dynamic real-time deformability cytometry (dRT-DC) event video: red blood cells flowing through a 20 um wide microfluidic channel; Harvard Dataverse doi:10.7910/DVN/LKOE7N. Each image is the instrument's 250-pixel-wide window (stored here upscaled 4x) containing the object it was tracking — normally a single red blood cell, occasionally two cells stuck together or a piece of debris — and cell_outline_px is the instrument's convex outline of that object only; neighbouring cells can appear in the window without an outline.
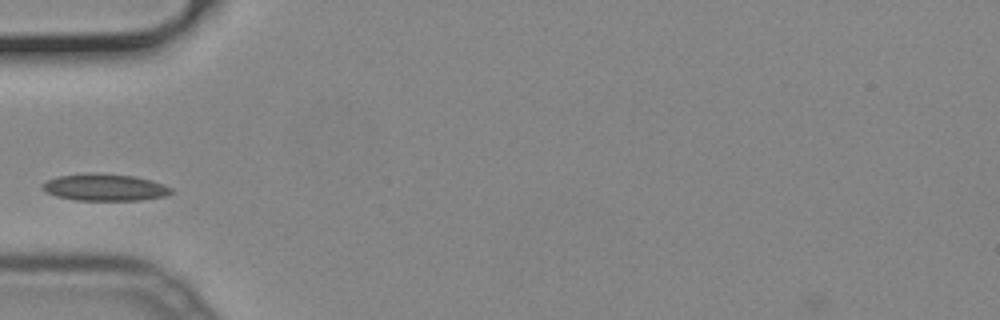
{"species": "common noctule bat (a hibernating species)", "species_latin": "Nyctalus noctula", "temperature_condition": "cold", "stored_images_in_passage": 32, "camera_frame_rate_fps": 3000, "um_per_image_px": 0.085, "animal": {"sex": "male", "body_mass_g": 19.2, "forearm_length_mm": 51.8}, "frame": {"image": 1, "passage_image": 1, "time_ms": 0.0, "image_size_px": [1000, 320], "cell_outline_px": [[176, 192], [164, 196], [140, 200], [76, 200], [56, 196], [48, 192], [40, 184], [56, 176], [88, 172], [100, 172], [136, 176], [152, 180], [164, 184], [172, 188]], "centroid_in_image_um": [8.95, 15.9], "position_along_channel_um": 76.1, "area_um2": 20.52}}
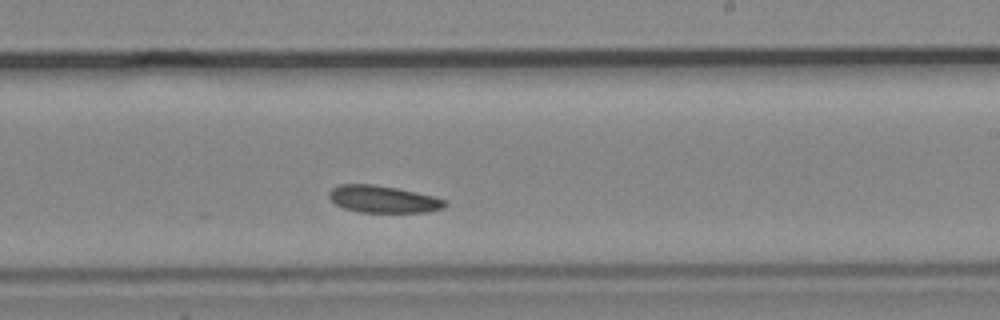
{"frame": {"image": 2, "passage_image": 15, "time_ms": 4.667, "image_size_px": [1000, 320], "cell_outline_px": [[448, 204], [444, 208], [428, 212], [360, 212], [344, 208], [336, 204], [328, 196], [328, 192], [332, 188], [340, 184], [372, 184], [396, 188], [416, 192], [432, 196], [444, 200]], "centroid_in_image_um": [32.56, 16.93], "position_along_channel_um": 256.4, "area_um2": 18.21}}
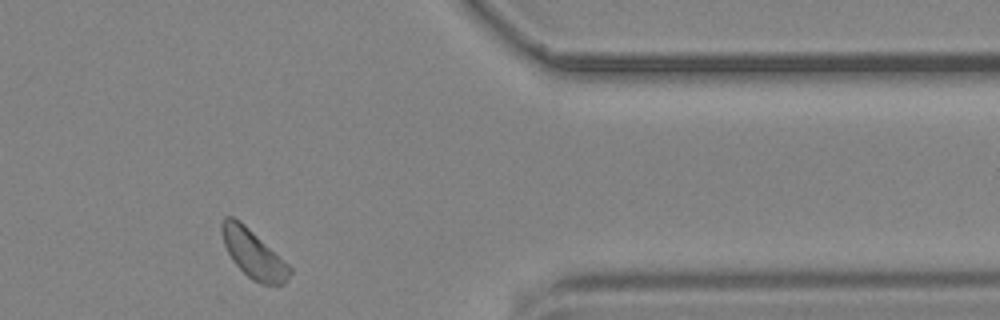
{"frame": {"image": 3, "passage_image": 27, "time_ms": 8.667, "image_size_px": [1000, 320], "cell_outline_px": [[292, 272], [288, 280], [284, 284], [260, 284], [248, 276], [232, 260], [224, 244], [220, 228], [220, 224], [224, 216], [232, 216], [240, 220], [288, 264], [292, 268]], "centroid_in_image_um": [21.52, 21.56], "position_along_channel_um": 389.9, "area_um2": 18.96}}